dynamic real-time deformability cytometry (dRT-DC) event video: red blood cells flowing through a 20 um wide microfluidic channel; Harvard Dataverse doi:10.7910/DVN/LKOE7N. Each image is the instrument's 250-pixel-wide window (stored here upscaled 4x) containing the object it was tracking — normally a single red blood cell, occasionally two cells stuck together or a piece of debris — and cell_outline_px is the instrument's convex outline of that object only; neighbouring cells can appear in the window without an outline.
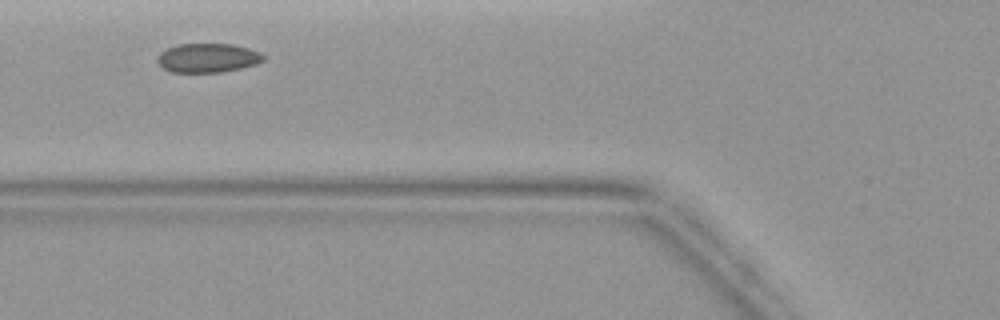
{"species": "common noctule bat (a hibernating species)", "species_latin": "Nyctalus noctula", "temperature_condition": "warm", "stored_images_in_passage": 2, "camera_frame_rate_fps": 3000, "um_per_image_px": 0.085, "animal": {"sex": "female", "body_mass_g": 19.9}, "frame": {"image": 1, "passage_image": 2, "time_ms": 1.667, "image_size_px": [1000, 320], "cell_outline_px": [[264, 60], [256, 64], [240, 68], [220, 72], [172, 72], [164, 68], [156, 60], [160, 52], [168, 48], [180, 44], [232, 44], [248, 48], [260, 52], [264, 56]], "centroid_in_image_um": [17.66, 4.92], "position_along_channel_um": 108.1, "area_um2": 17.8}}